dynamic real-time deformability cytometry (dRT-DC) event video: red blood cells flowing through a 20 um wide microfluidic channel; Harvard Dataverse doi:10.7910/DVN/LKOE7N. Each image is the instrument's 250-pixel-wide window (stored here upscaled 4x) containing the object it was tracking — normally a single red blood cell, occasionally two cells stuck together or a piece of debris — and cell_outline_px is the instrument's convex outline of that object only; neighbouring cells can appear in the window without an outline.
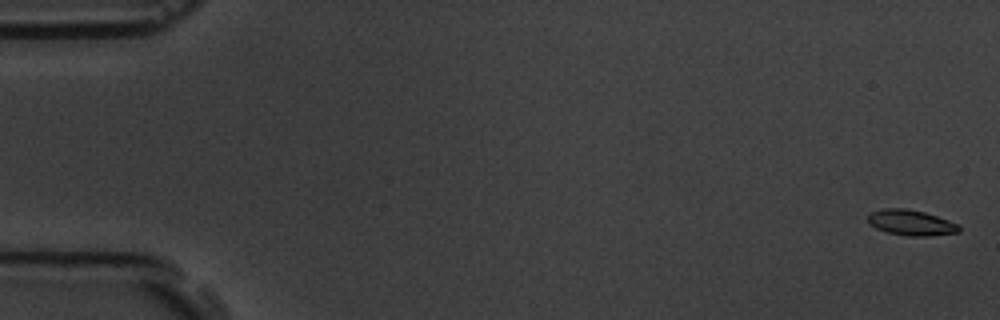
{"species": "common noctule bat (a hibernating species)", "species_latin": "Nyctalus noctula", "temperature_condition": "room temperature", "stored_images_in_passage": 7, "camera_frame_rate_fps": 3000, "um_per_image_px": 0.085, "animal": {"sex": "male", "body_mass_g": 19.5, "forearm_length_mm": 54.6}, "frame": {"image": 1, "passage_image": 1, "time_ms": 0.0, "image_size_px": [1000, 320], "cell_outline_px": [[960, 232], [928, 236], [908, 236], [888, 232], [876, 228], [868, 224], [868, 216], [872, 212], [884, 208], [904, 208], [924, 212], [960, 224]], "centroid_in_image_um": [77.45, 18.93], "position_along_channel_um": 7.6, "area_um2": 13.53}}
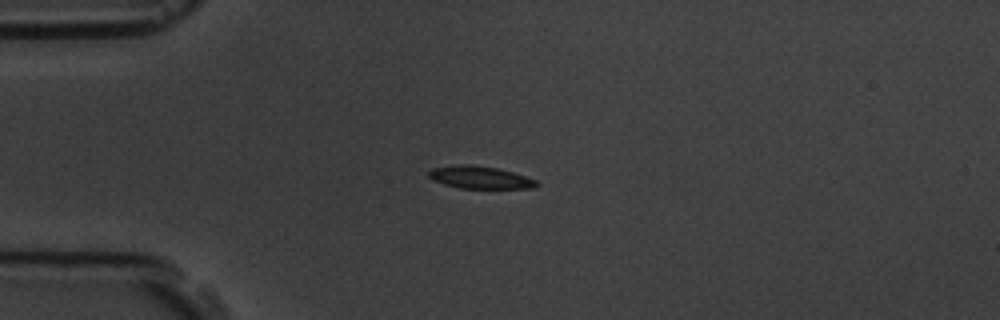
{"frame": {"image": 2, "passage_image": 5, "time_ms": 4.667, "image_size_px": [1000, 320], "cell_outline_px": [[540, 184], [532, 188], [460, 188], [444, 184], [432, 180], [428, 176], [428, 172], [432, 168], [456, 164], [472, 164], [496, 168], [512, 172], [536, 180]], "centroid_in_image_um": [40.76, 15.07], "position_along_channel_um": 44.2, "area_um2": 14.1}}
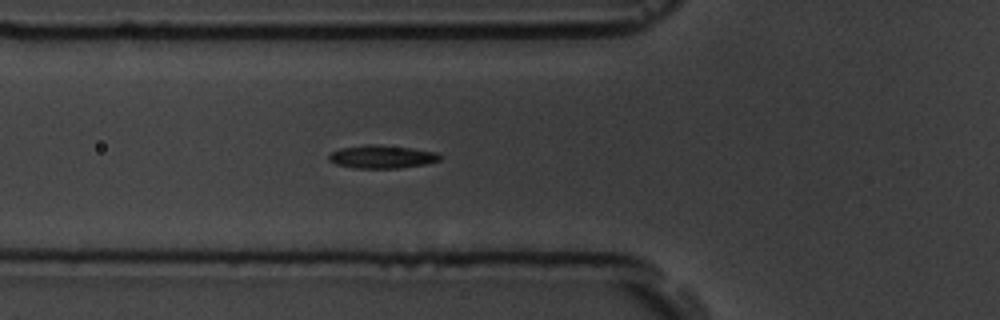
{"frame": {"image": 3, "passage_image": 7, "time_ms": 6.667, "image_size_px": [1000, 320], "cell_outline_px": [[440, 160], [424, 164], [400, 168], [352, 168], [336, 164], [328, 160], [328, 156], [332, 152], [340, 148], [364, 144], [376, 144], [412, 148], [436, 152], [440, 156]], "centroid_in_image_um": [32.42, 13.32], "position_along_channel_um": 93.4, "area_um2": 14.97}}